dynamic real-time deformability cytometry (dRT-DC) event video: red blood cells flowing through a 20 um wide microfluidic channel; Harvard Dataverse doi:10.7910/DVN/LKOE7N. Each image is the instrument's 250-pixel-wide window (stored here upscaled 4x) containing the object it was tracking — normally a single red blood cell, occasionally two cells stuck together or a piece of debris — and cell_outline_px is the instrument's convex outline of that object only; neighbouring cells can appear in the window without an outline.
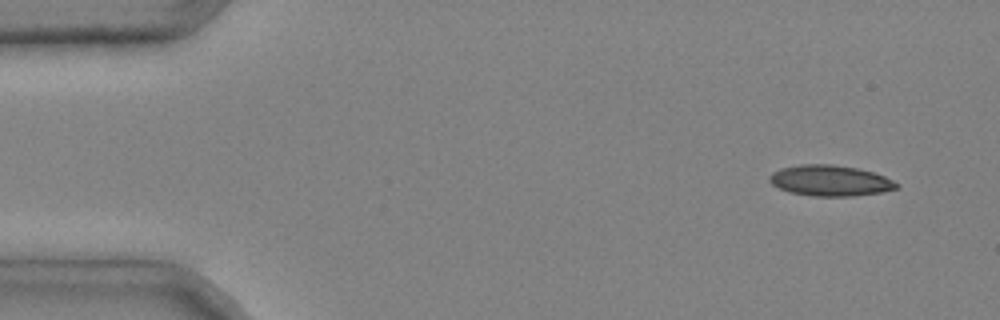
{"species": "common noctule bat (a hibernating species)", "species_latin": "Nyctalus noctula", "temperature_condition": "cold", "stored_images_in_passage": 4, "camera_frame_rate_fps": 3000, "um_per_image_px": 0.085, "animal": {"sex": "male", "body_mass_g": 20.4}, "frame": {"image": 1, "passage_image": 1, "time_ms": 0.0, "image_size_px": [1000, 320], "cell_outline_px": [[900, 184], [896, 188], [880, 192], [852, 196], [812, 196], [792, 192], [780, 188], [772, 184], [768, 180], [768, 176], [772, 172], [780, 168], [800, 164], [832, 164], [856, 168], [872, 172], [884, 176]], "centroid_in_image_um": [70.53, 15.34], "position_along_channel_um": 14.5, "area_um2": 22.66}}
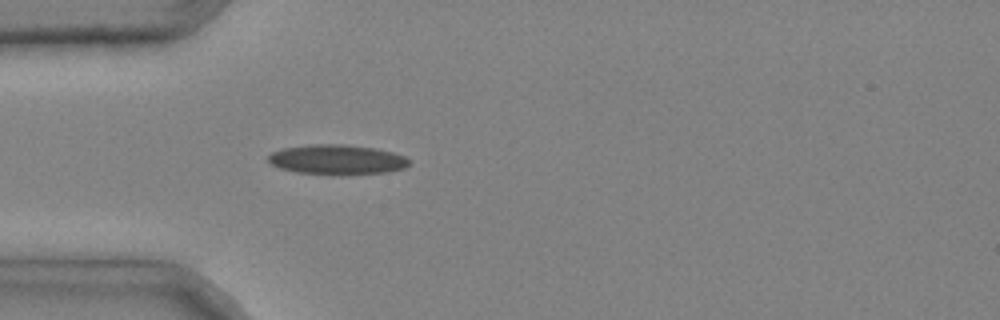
{"frame": {"image": 2, "passage_image": 4, "time_ms": 1.0, "image_size_px": [1000, 320], "cell_outline_px": [[408, 164], [404, 168], [388, 172], [348, 176], [332, 176], [296, 172], [280, 168], [272, 164], [268, 160], [268, 156], [272, 152], [284, 148], [312, 144], [344, 144], [376, 148], [392, 152], [404, 156], [408, 160]], "centroid_in_image_um": [28.65, 13.59], "position_along_channel_um": 56.3, "area_um2": 24.97}}